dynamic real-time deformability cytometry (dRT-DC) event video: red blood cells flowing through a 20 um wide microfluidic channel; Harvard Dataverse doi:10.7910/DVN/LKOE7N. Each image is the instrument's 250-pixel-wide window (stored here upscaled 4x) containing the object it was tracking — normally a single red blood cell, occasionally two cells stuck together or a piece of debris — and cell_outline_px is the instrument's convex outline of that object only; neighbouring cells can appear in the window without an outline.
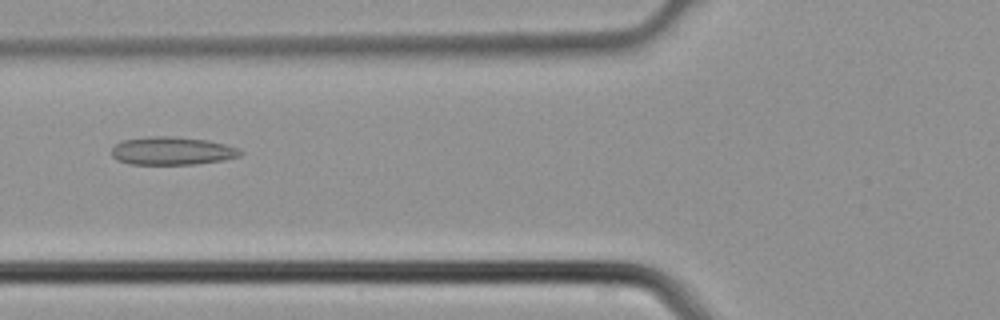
{"species": "common noctule bat (a hibernating species)", "species_latin": "Nyctalus noctula", "temperature_condition": "cold", "stored_images_in_passage": 2, "camera_frame_rate_fps": 3000, "um_per_image_px": 0.085, "animal": {"sex": "male", "body_mass_g": 21.5, "forearm_length_mm": 52.0}, "frame": {"image": 1, "passage_image": 2, "time_ms": 0.333, "image_size_px": [1000, 320], "cell_outline_px": [[244, 152], [240, 156], [224, 160], [196, 164], [128, 164], [116, 160], [112, 156], [112, 148], [116, 144], [124, 140], [148, 136], [172, 136], [208, 140], [240, 148]], "centroid_in_image_um": [14.65, 12.82], "position_along_channel_um": 111.2, "area_um2": 21.21}}